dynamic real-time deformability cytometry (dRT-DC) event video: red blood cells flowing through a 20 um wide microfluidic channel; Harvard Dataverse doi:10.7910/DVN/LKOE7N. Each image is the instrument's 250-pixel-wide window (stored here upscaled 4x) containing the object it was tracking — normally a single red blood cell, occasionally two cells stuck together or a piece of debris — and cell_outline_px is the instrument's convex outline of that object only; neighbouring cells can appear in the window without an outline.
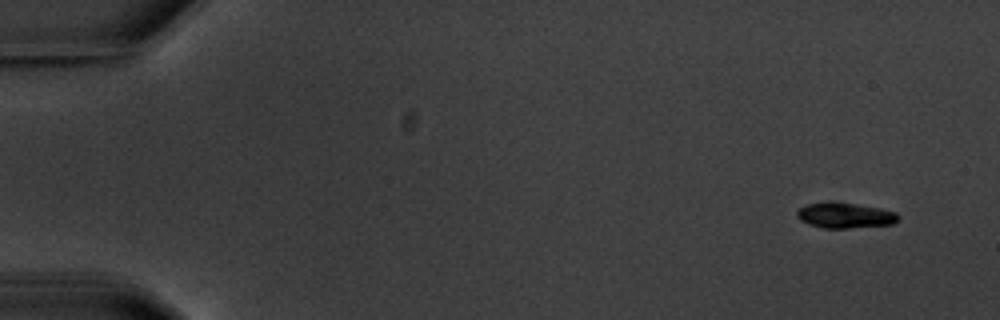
{"species": "common noctule bat (a hibernating species)", "species_latin": "Nyctalus noctula", "temperature_condition": "warm", "stored_images_in_passage": 6, "camera_frame_rate_fps": 3000, "um_per_image_px": 0.085, "animal": {"sex": "male", "body_mass_g": 20.1, "forearm_length_mm": 53.5}, "frame": {"image": 1, "passage_image": 1, "time_ms": 0.0, "image_size_px": [1000, 320], "cell_outline_px": [[900, 216], [892, 224], [848, 228], [824, 228], [808, 224], [800, 220], [796, 216], [796, 212], [804, 204], [828, 200], [832, 200], [880, 208], [896, 212]], "centroid_in_image_um": [71.76, 18.28], "position_along_channel_um": 13.2, "area_um2": 15.32}}